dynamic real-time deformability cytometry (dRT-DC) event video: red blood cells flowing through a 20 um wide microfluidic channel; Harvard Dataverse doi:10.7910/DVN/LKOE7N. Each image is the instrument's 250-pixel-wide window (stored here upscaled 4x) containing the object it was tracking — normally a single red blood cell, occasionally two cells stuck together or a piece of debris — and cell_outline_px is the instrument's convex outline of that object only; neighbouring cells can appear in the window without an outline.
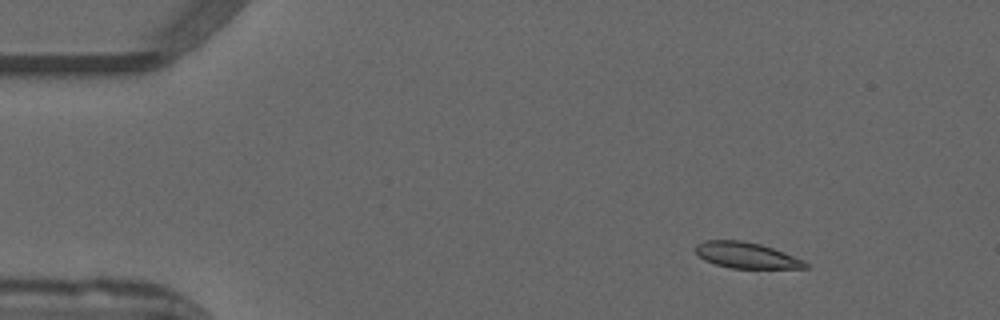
{"species": "common noctule bat (a hibernating species)", "species_latin": "Nyctalus noctula", "temperature_condition": "warm", "stored_images_in_passage": 33, "camera_frame_rate_fps": 3000, "um_per_image_px": 0.085, "animal": {"sex": "male", "forearm_length_mm": 52.5}, "frame": {"image": 1, "passage_image": 1, "time_ms": 0.0, "image_size_px": [1000, 320], "cell_outline_px": [[808, 268], [728, 268], [704, 260], [696, 252], [696, 244], [704, 240], [740, 240], [760, 244], [784, 252], [804, 260], [808, 264]], "centroid_in_image_um": [63.44, 21.7], "position_along_channel_um": 21.6, "area_um2": 16.53}}
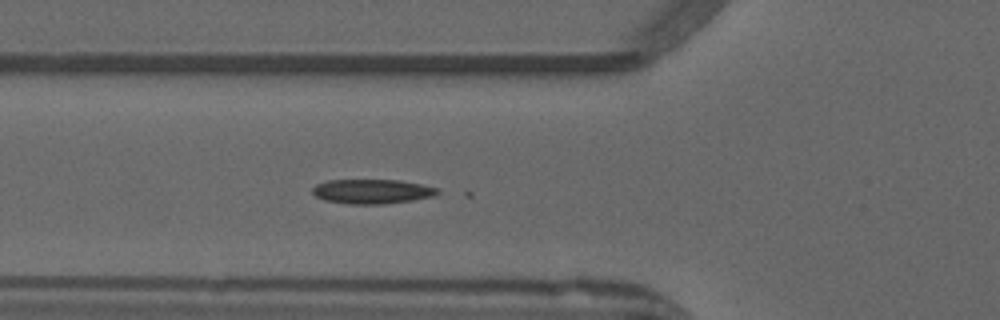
{"frame": {"image": 2, "passage_image": 13, "time_ms": 4.0, "image_size_px": [1000, 320], "cell_outline_px": [[440, 192], [432, 196], [412, 200], [384, 204], [348, 204], [324, 200], [316, 196], [312, 192], [312, 188], [316, 184], [328, 180], [400, 180], [440, 188]], "centroid_in_image_um": [31.62, 16.27], "position_along_channel_um": 94.2, "area_um2": 17.86}}
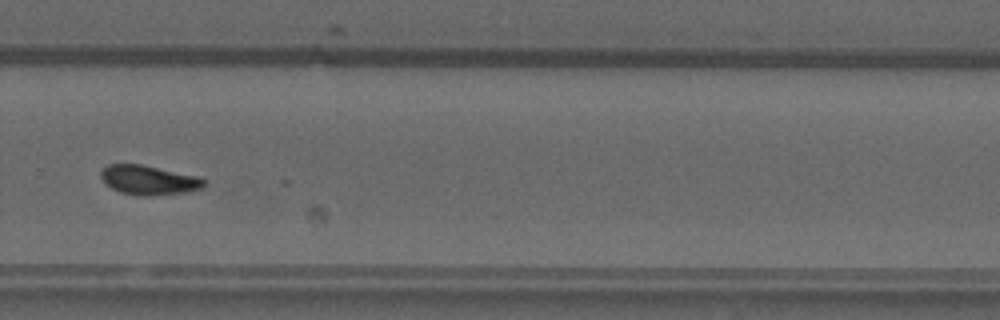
{"frame": {"image": 3, "passage_image": 30, "time_ms": 9.667, "image_size_px": [1000, 320], "cell_outline_px": [[204, 188], [188, 192], [152, 196], [148, 196], [120, 192], [104, 184], [100, 176], [100, 172], [108, 164], [140, 164], [196, 176], [204, 180]], "centroid_in_image_um": [12.62, 15.31], "position_along_channel_um": 317.2, "area_um2": 17.57}}